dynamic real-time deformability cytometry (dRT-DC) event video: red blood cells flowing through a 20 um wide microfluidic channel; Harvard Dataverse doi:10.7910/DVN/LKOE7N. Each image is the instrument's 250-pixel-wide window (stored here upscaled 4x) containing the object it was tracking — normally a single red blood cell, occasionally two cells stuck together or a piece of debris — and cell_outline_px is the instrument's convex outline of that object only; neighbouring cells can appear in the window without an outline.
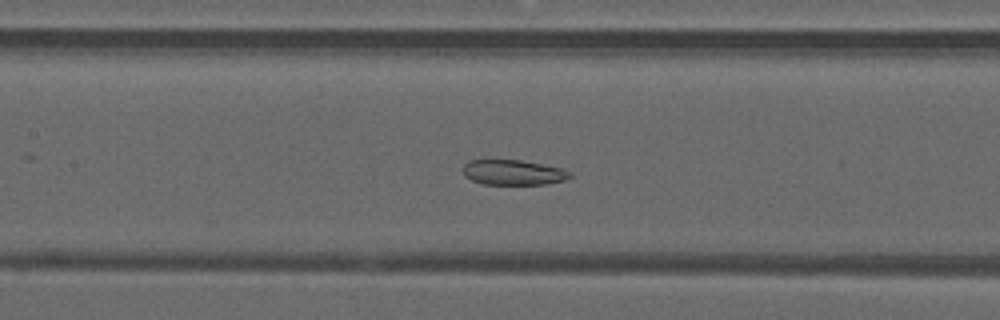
{"species": "common noctule bat (a hibernating species)", "species_latin": "Nyctalus noctula", "temperature_condition": "warm", "stored_images_in_passage": 35, "camera_frame_rate_fps": 3000, "um_per_image_px": 0.085, "animal": {"sex": "male", "forearm_length_mm": 52.5}, "frame": {"image": 1, "passage_image": 17, "time_ms": 5.333, "image_size_px": [1000, 320], "cell_outline_px": [[572, 176], [564, 180], [544, 184], [484, 184], [472, 180], [464, 176], [464, 164], [468, 160], [520, 160], [564, 168], [572, 172]], "centroid_in_image_um": [43.65, 14.65], "position_along_channel_um": 163.7, "area_um2": 15.66}}
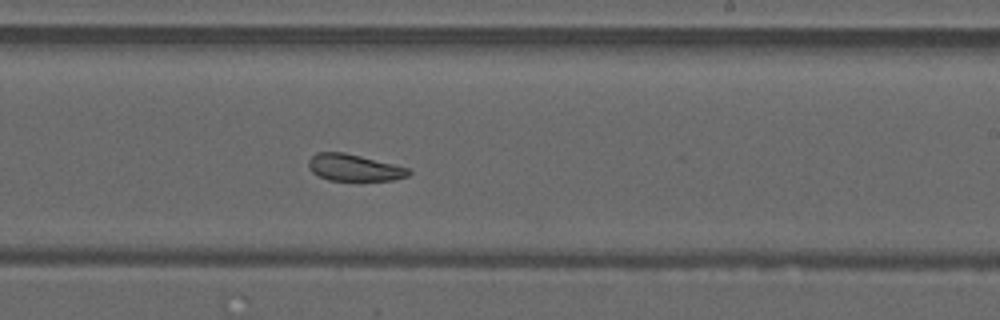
{"frame": {"image": 2, "passage_image": 24, "time_ms": 7.667, "image_size_px": [1000, 320], "cell_outline_px": [[412, 172], [408, 176], [392, 180], [328, 180], [312, 172], [308, 168], [308, 160], [316, 152], [344, 152], [408, 168]], "centroid_in_image_um": [30.06, 14.25], "position_along_channel_um": 258.9, "area_um2": 15.43}}
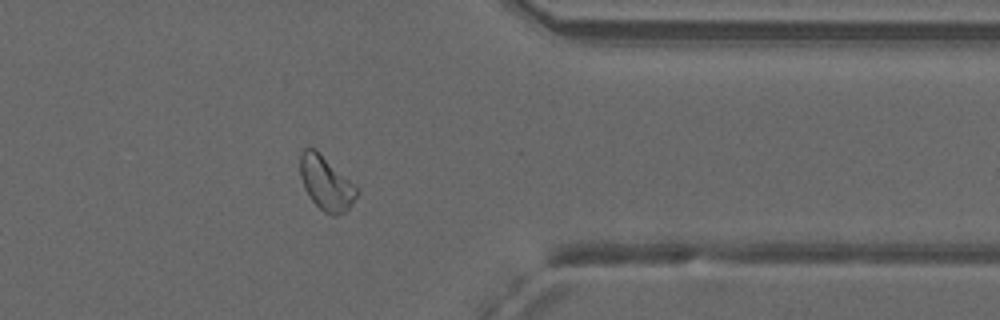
{"frame": {"image": 3, "passage_image": 34, "time_ms": 11.0, "image_size_px": [1000, 320], "cell_outline_px": [[356, 196], [352, 204], [344, 212], [336, 216], [332, 216], [324, 212], [308, 196], [304, 188], [300, 176], [300, 152], [304, 148], [316, 148], [356, 184]], "centroid_in_image_um": [27.7, 15.54], "position_along_channel_um": 383.7, "area_um2": 18.03}}